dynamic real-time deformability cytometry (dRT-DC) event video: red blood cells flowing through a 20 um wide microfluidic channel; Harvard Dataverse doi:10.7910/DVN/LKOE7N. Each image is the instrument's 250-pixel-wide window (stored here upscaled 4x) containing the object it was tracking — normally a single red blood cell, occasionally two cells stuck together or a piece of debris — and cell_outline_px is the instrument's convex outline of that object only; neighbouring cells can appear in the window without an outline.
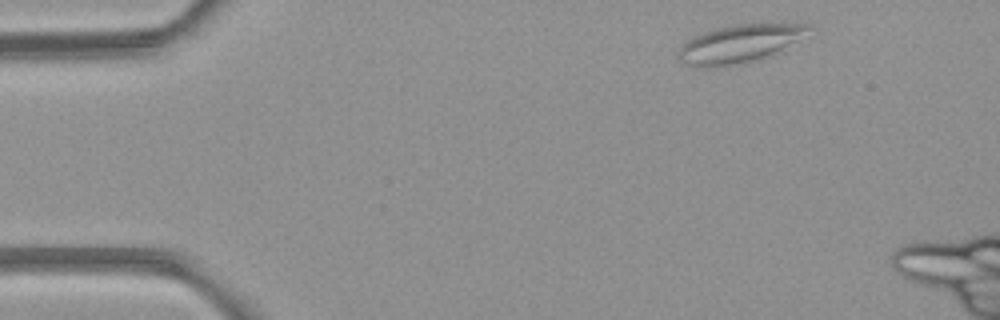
{"species": "common noctule bat (a hibernating species)", "species_latin": "Nyctalus noctula", "temperature_condition": "room temperature", "stored_images_in_passage": 4, "camera_frame_rate_fps": 3000, "um_per_image_px": 0.085, "animal": {"sex": "female", "body_mass_g": 21.9}, "frame": {"image": 1, "passage_image": 1, "time_ms": 0.0, "image_size_px": [1000, 320], "cell_outline_px": [[812, 24], [796, 40], [764, 56], [744, 64], [708, 68], [700, 68], [684, 64], [676, 60], [676, 52], [688, 40], [704, 32], [716, 28], [732, 24]], "centroid_in_image_um": [62.67, 3.75], "position_along_channel_um": 22.3, "area_um2": 28.15}}